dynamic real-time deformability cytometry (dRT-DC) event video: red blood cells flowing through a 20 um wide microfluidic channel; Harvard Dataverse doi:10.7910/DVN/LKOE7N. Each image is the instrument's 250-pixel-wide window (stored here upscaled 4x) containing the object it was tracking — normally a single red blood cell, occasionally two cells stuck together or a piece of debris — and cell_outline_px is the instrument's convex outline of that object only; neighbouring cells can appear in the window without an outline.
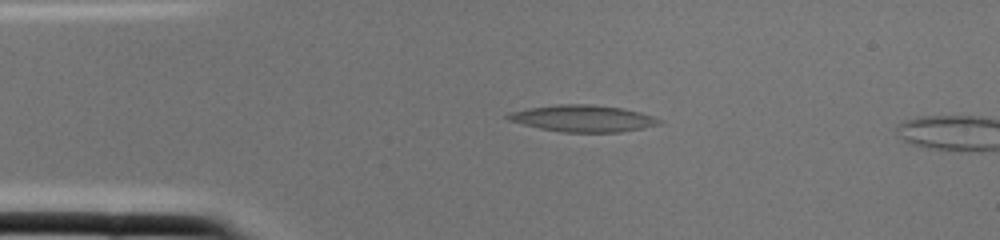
{"species": "common noctule bat (a hibernating species)", "species_latin": "Nyctalus noctula", "temperature_condition": "cold", "stored_images_in_passage": 2, "camera_frame_rate_fps": 3000, "um_per_image_px": 0.085, "animal": {"sex": "female", "body_mass_g": 22.0, "forearm_length_mm": 56.7}, "frame": {"image": 1, "passage_image": 1, "time_ms": 0.0, "image_size_px": [1000, 240], "cell_outline_px": [[664, 120], [660, 124], [644, 128], [620, 132], [564, 132], [540, 128], [508, 120], [504, 116], [512, 112], [528, 108], [556, 104], [588, 104], [620, 108], [640, 112]], "centroid_in_image_um": [49.58, 10.07], "position_along_channel_um": 35.4, "area_um2": 23.35}}